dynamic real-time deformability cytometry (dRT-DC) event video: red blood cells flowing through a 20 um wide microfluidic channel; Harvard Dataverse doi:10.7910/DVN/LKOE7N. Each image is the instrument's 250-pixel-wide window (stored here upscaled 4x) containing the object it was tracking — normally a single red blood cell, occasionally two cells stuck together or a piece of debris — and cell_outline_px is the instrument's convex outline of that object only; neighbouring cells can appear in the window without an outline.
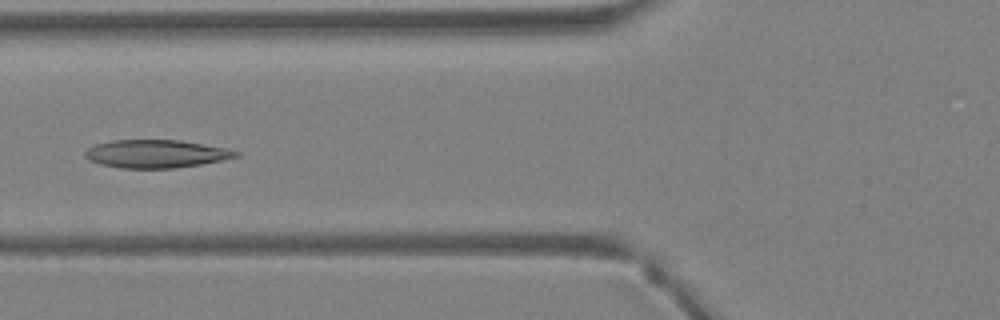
{"species": "Egyptian fruit bat (a non-hibernating species)", "species_latin": "Rousettus aegyptiacus", "temperature_condition": "warm", "stored_images_in_passage": 29, "camera_frame_rate_fps": 3000, "um_per_image_px": 0.085, "animal": {"sex": "female"}, "frame": {"image": 1, "passage_image": 5, "time_ms": 1.333, "image_size_px": [1000, 320], "cell_outline_px": [[240, 156], [200, 164], [176, 168], [120, 168], [100, 164], [88, 160], [84, 156], [84, 152], [88, 148], [96, 144], [112, 140], [180, 140], [228, 148], [240, 152]], "centroid_in_image_um": [13.25, 13.07], "position_along_channel_um": 112.5, "area_um2": 24.68}}
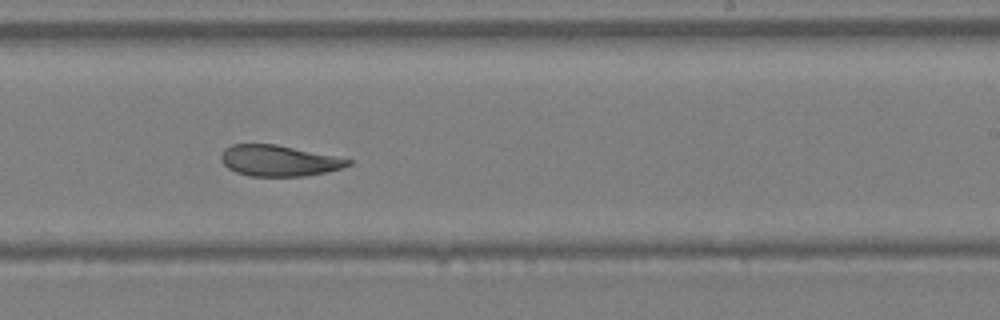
{"frame": {"image": 2, "passage_image": 14, "time_ms": 4.333, "image_size_px": [1000, 320], "cell_outline_px": [[352, 164], [340, 168], [324, 172], [304, 176], [248, 176], [236, 172], [228, 168], [220, 160], [220, 156], [224, 148], [232, 144], [276, 144], [352, 160]], "centroid_in_image_um": [23.63, 13.66], "position_along_channel_um": 265.4, "area_um2": 22.72}}
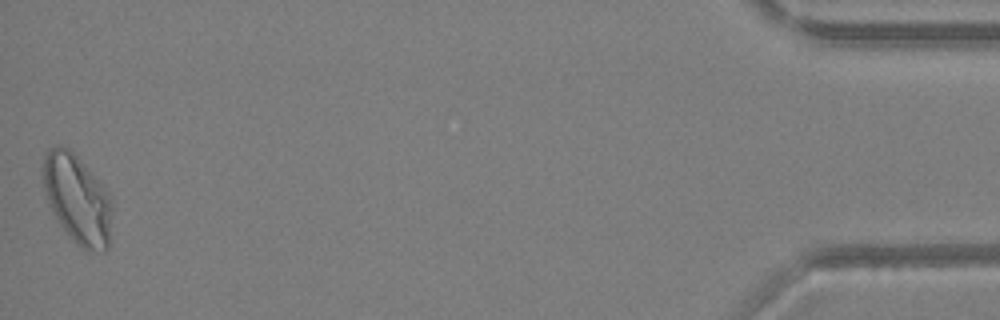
{"frame": {"image": 3, "passage_image": 29, "time_ms": 9.333, "image_size_px": [1000, 320], "cell_outline_px": [[112, 208], [108, 248], [104, 252], [84, 252], [80, 248], [60, 224], [52, 212], [48, 204], [40, 172], [40, 168], [44, 156], [48, 148], [56, 144], [60, 144], [68, 148], [76, 156], [108, 192], [112, 200]], "centroid_in_image_um": [6.54, 16.93], "position_along_channel_um": 428.7, "area_um2": 36.24}}